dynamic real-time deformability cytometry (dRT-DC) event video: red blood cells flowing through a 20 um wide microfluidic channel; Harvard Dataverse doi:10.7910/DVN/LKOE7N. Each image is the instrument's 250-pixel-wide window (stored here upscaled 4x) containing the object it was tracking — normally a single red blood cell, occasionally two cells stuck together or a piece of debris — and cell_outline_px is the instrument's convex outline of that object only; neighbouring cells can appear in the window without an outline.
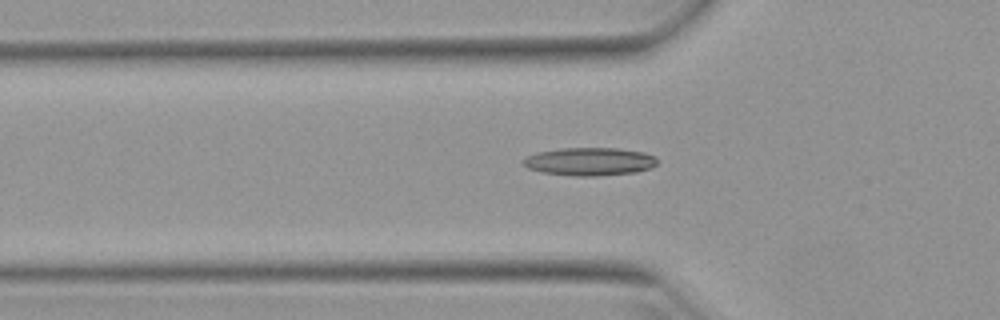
{"species": "Egyptian fruit bat (a non-hibernating species)", "species_latin": "Rousettus aegyptiacus", "temperature_condition": "warm", "stored_images_in_passage": 42, "camera_frame_rate_fps": 3000, "um_per_image_px": 0.085, "animal": {"sex": "female"}, "frame": {"image": 1, "passage_image": 8, "time_ms": 2.333, "image_size_px": [1000, 320], "cell_outline_px": [[656, 164], [652, 168], [636, 172], [596, 176], [576, 176], [544, 172], [528, 168], [520, 160], [536, 152], [560, 148], [616, 148], [644, 152], [656, 156]], "centroid_in_image_um": [50.13, 13.72], "position_along_channel_um": 75.7, "area_um2": 21.91}}
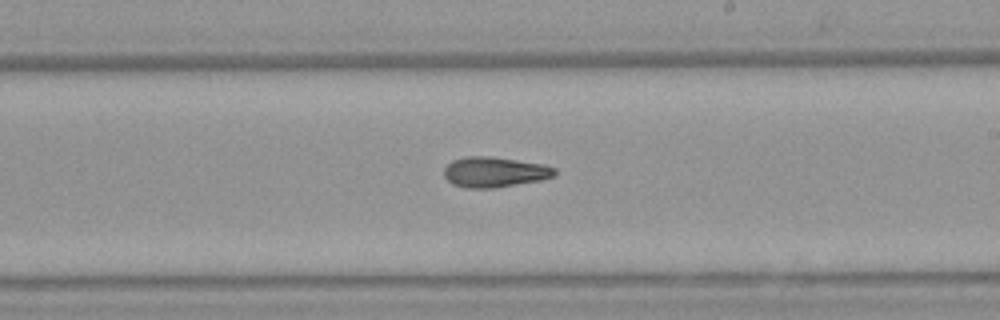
{"frame": {"image": 2, "passage_image": 21, "time_ms": 6.667, "image_size_px": [1000, 320], "cell_outline_px": [[556, 176], [540, 180], [496, 188], [464, 188], [452, 184], [444, 176], [444, 168], [452, 160], [464, 156], [488, 156], [544, 164], [556, 168]], "centroid_in_image_um": [42.03, 14.63], "position_along_channel_um": 247.0, "area_um2": 19.71}}
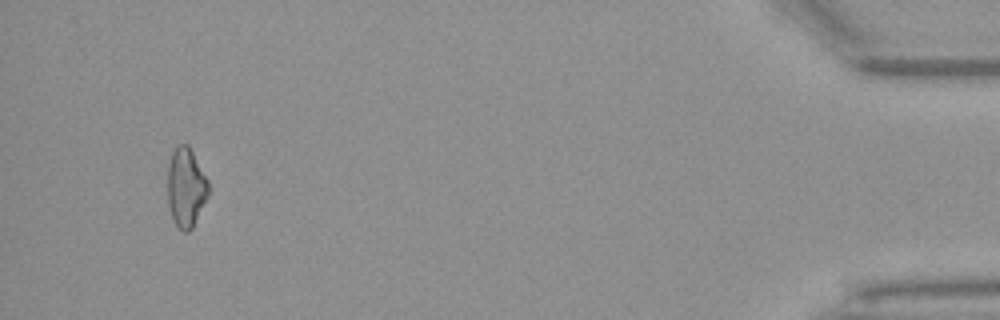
{"frame": {"image": 3, "passage_image": 40, "time_ms": 13.0, "image_size_px": [1000, 320], "cell_outline_px": [[208, 196], [192, 228], [188, 232], [184, 232], [176, 224], [172, 216], [168, 204], [168, 164], [172, 152], [180, 144], [188, 144], [208, 180]], "centroid_in_image_um": [15.8, 15.93], "position_along_channel_um": 419.4, "area_um2": 18.61}, "authors_computed_cell_mechanics": {"area_um2": 19.1896, "velocity_mm_per_s": 3.9509, "shape_relaxation_time_tau1_ms": null, "shape_relaxation_time_tau2_ms": 6.1602, "deformation_change_tau1": null, "deformation_change_tau2": 0.1747}}